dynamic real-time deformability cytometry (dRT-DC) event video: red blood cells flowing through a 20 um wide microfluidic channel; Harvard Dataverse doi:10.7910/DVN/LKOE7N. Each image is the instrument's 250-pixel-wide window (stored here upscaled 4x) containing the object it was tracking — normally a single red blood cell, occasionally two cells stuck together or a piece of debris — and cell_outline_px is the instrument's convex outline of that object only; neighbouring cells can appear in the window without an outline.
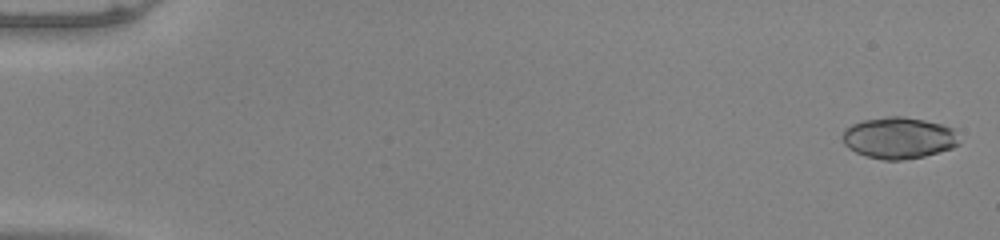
{"species": "common noctule bat (a hibernating species)", "species_latin": "Nyctalus noctula", "temperature_condition": "warm", "stored_images_in_passage": 53, "camera_frame_rate_fps": 3000, "um_per_image_px": 0.085, "animal": {"sex": "male", "body_mass_g": 20.0, "forearm_length_mm": 53.3}, "frame": {"image": 1, "passage_image": 2, "time_ms": 0.333, "image_size_px": [1000, 240], "cell_outline_px": [[960, 144], [952, 148], [924, 156], [900, 160], [884, 160], [868, 156], [856, 152], [848, 148], [844, 144], [840, 136], [844, 128], [852, 124], [864, 120], [888, 116], [904, 116], [924, 120], [940, 124], [952, 128], [960, 140]], "centroid_in_image_um": [76.37, 11.71], "position_along_channel_um": 8.6, "area_um2": 28.26}}
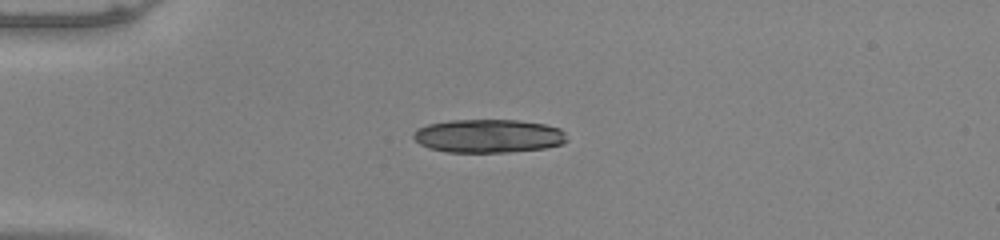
{"frame": {"image": 2, "passage_image": 15, "time_ms": 4.667, "image_size_px": [1000, 240], "cell_outline_px": [[568, 140], [564, 144], [544, 148], [508, 152], [444, 152], [428, 148], [420, 144], [412, 136], [412, 132], [416, 128], [428, 124], [448, 120], [516, 120], [544, 124], [560, 128], [564, 132]], "centroid_in_image_um": [41.49, 11.56], "position_along_channel_um": 43.5, "area_um2": 30.17}}
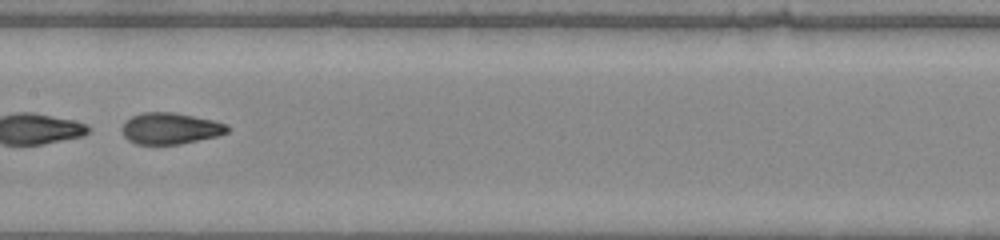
{"frame": {"image": 3, "passage_image": 29, "time_ms": 9.333, "image_size_px": [1000, 240], "cell_outline_px": [[232, 128], [228, 132], [220, 136], [180, 144], [136, 144], [128, 140], [124, 136], [120, 128], [132, 116], [140, 112], [172, 112], [212, 120], [228, 124]], "centroid_in_image_um": [14.51, 10.92], "position_along_channel_um": 192.9, "area_um2": 19.42}, "authors_computed_cell_mechanics": {"area_um2": 27.9174, "velocity_mm_per_s": 4.0001, "shape_relaxation_time_tau1_ms": 1.8295, "shape_relaxation_time_tau2_ms": 1.3194, "deformation_change_tau1": 0.3398, "deformation_change_tau2": 0.0718}}